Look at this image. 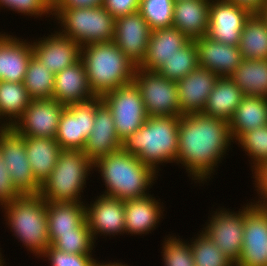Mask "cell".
I'll use <instances>...</instances> for the list:
<instances>
[{"label":"cell","mask_w":267,"mask_h":266,"mask_svg":"<svg viewBox=\"0 0 267 266\" xmlns=\"http://www.w3.org/2000/svg\"><path fill=\"white\" fill-rule=\"evenodd\" d=\"M178 135L176 163L184 166L188 176L199 184L211 179L217 164L225 158L231 142H234L229 122L203 113L181 115Z\"/></svg>","instance_id":"1"},{"label":"cell","mask_w":267,"mask_h":266,"mask_svg":"<svg viewBox=\"0 0 267 266\" xmlns=\"http://www.w3.org/2000/svg\"><path fill=\"white\" fill-rule=\"evenodd\" d=\"M95 169L105 183L106 190L103 194L121 200L148 196L149 188H152L158 175L137 156L122 148L97 159L94 162Z\"/></svg>","instance_id":"2"},{"label":"cell","mask_w":267,"mask_h":266,"mask_svg":"<svg viewBox=\"0 0 267 266\" xmlns=\"http://www.w3.org/2000/svg\"><path fill=\"white\" fill-rule=\"evenodd\" d=\"M179 118L180 116L148 117L139 130L122 141L121 148L137 156L158 174L159 165L176 164Z\"/></svg>","instance_id":"3"},{"label":"cell","mask_w":267,"mask_h":266,"mask_svg":"<svg viewBox=\"0 0 267 266\" xmlns=\"http://www.w3.org/2000/svg\"><path fill=\"white\" fill-rule=\"evenodd\" d=\"M81 60L96 97L132 83L137 68L113 41L82 46Z\"/></svg>","instance_id":"4"},{"label":"cell","mask_w":267,"mask_h":266,"mask_svg":"<svg viewBox=\"0 0 267 266\" xmlns=\"http://www.w3.org/2000/svg\"><path fill=\"white\" fill-rule=\"evenodd\" d=\"M6 225L16 239L38 258L51 245L48 235L46 201L40 194H21L1 206Z\"/></svg>","instance_id":"5"},{"label":"cell","mask_w":267,"mask_h":266,"mask_svg":"<svg viewBox=\"0 0 267 266\" xmlns=\"http://www.w3.org/2000/svg\"><path fill=\"white\" fill-rule=\"evenodd\" d=\"M93 169L94 163L83 151L62 149L39 194L46 202H83L81 193Z\"/></svg>","instance_id":"6"},{"label":"cell","mask_w":267,"mask_h":266,"mask_svg":"<svg viewBox=\"0 0 267 266\" xmlns=\"http://www.w3.org/2000/svg\"><path fill=\"white\" fill-rule=\"evenodd\" d=\"M59 32L81 46L114 39L115 18L103 7L53 8Z\"/></svg>","instance_id":"7"},{"label":"cell","mask_w":267,"mask_h":266,"mask_svg":"<svg viewBox=\"0 0 267 266\" xmlns=\"http://www.w3.org/2000/svg\"><path fill=\"white\" fill-rule=\"evenodd\" d=\"M133 82L139 88L148 117L180 116L177 82L156 71L137 67Z\"/></svg>","instance_id":"8"},{"label":"cell","mask_w":267,"mask_h":266,"mask_svg":"<svg viewBox=\"0 0 267 266\" xmlns=\"http://www.w3.org/2000/svg\"><path fill=\"white\" fill-rule=\"evenodd\" d=\"M100 98L113 115L121 142L139 130L148 118L141 92L134 82L108 91Z\"/></svg>","instance_id":"9"},{"label":"cell","mask_w":267,"mask_h":266,"mask_svg":"<svg viewBox=\"0 0 267 266\" xmlns=\"http://www.w3.org/2000/svg\"><path fill=\"white\" fill-rule=\"evenodd\" d=\"M247 203L238 212H230L229 208H218L209 218V222L205 223V227L201 230L205 236L213 241L217 247L231 261L236 263L240 258L243 247L244 234V214L245 209L251 204ZM241 210V211H240Z\"/></svg>","instance_id":"10"},{"label":"cell","mask_w":267,"mask_h":266,"mask_svg":"<svg viewBox=\"0 0 267 266\" xmlns=\"http://www.w3.org/2000/svg\"><path fill=\"white\" fill-rule=\"evenodd\" d=\"M0 156L13 185L21 194H39L41 185L36 181L29 163L24 136L12 127L0 131Z\"/></svg>","instance_id":"11"},{"label":"cell","mask_w":267,"mask_h":266,"mask_svg":"<svg viewBox=\"0 0 267 266\" xmlns=\"http://www.w3.org/2000/svg\"><path fill=\"white\" fill-rule=\"evenodd\" d=\"M97 109V97L81 103L69 104L63 110L56 133V141L63 150H83L92 132Z\"/></svg>","instance_id":"12"},{"label":"cell","mask_w":267,"mask_h":266,"mask_svg":"<svg viewBox=\"0 0 267 266\" xmlns=\"http://www.w3.org/2000/svg\"><path fill=\"white\" fill-rule=\"evenodd\" d=\"M235 266H267V209L251 203L244 214L243 247Z\"/></svg>","instance_id":"13"},{"label":"cell","mask_w":267,"mask_h":266,"mask_svg":"<svg viewBox=\"0 0 267 266\" xmlns=\"http://www.w3.org/2000/svg\"><path fill=\"white\" fill-rule=\"evenodd\" d=\"M65 105L56 99H32L12 128L21 136L55 138Z\"/></svg>","instance_id":"14"},{"label":"cell","mask_w":267,"mask_h":266,"mask_svg":"<svg viewBox=\"0 0 267 266\" xmlns=\"http://www.w3.org/2000/svg\"><path fill=\"white\" fill-rule=\"evenodd\" d=\"M251 12L228 0H211L207 37L238 46L245 22Z\"/></svg>","instance_id":"15"},{"label":"cell","mask_w":267,"mask_h":266,"mask_svg":"<svg viewBox=\"0 0 267 266\" xmlns=\"http://www.w3.org/2000/svg\"><path fill=\"white\" fill-rule=\"evenodd\" d=\"M124 215V200L112 196L101 194L93 203L86 204L85 219L94 242L100 234L101 236L125 234Z\"/></svg>","instance_id":"16"},{"label":"cell","mask_w":267,"mask_h":266,"mask_svg":"<svg viewBox=\"0 0 267 266\" xmlns=\"http://www.w3.org/2000/svg\"><path fill=\"white\" fill-rule=\"evenodd\" d=\"M81 47L59 31L32 42L33 56L54 74L78 62L81 59Z\"/></svg>","instance_id":"17"},{"label":"cell","mask_w":267,"mask_h":266,"mask_svg":"<svg viewBox=\"0 0 267 266\" xmlns=\"http://www.w3.org/2000/svg\"><path fill=\"white\" fill-rule=\"evenodd\" d=\"M151 31L139 12L124 15L115 19L113 42L138 66L146 55Z\"/></svg>","instance_id":"18"},{"label":"cell","mask_w":267,"mask_h":266,"mask_svg":"<svg viewBox=\"0 0 267 266\" xmlns=\"http://www.w3.org/2000/svg\"><path fill=\"white\" fill-rule=\"evenodd\" d=\"M121 146L113 115L101 98L97 97L94 125L82 151L94 163L97 159L121 149Z\"/></svg>","instance_id":"19"},{"label":"cell","mask_w":267,"mask_h":266,"mask_svg":"<svg viewBox=\"0 0 267 266\" xmlns=\"http://www.w3.org/2000/svg\"><path fill=\"white\" fill-rule=\"evenodd\" d=\"M218 78L217 74L198 66L184 78L178 80L180 116L201 113Z\"/></svg>","instance_id":"20"},{"label":"cell","mask_w":267,"mask_h":266,"mask_svg":"<svg viewBox=\"0 0 267 266\" xmlns=\"http://www.w3.org/2000/svg\"><path fill=\"white\" fill-rule=\"evenodd\" d=\"M195 44L199 67L219 77H229L243 60L239 46L217 42L206 35L195 39Z\"/></svg>","instance_id":"21"},{"label":"cell","mask_w":267,"mask_h":266,"mask_svg":"<svg viewBox=\"0 0 267 266\" xmlns=\"http://www.w3.org/2000/svg\"><path fill=\"white\" fill-rule=\"evenodd\" d=\"M0 32V81L22 83L33 56L32 41ZM24 40V41H23Z\"/></svg>","instance_id":"22"},{"label":"cell","mask_w":267,"mask_h":266,"mask_svg":"<svg viewBox=\"0 0 267 266\" xmlns=\"http://www.w3.org/2000/svg\"><path fill=\"white\" fill-rule=\"evenodd\" d=\"M95 97L90 89L85 66L81 59L55 74L53 99L65 106L87 102Z\"/></svg>","instance_id":"23"},{"label":"cell","mask_w":267,"mask_h":266,"mask_svg":"<svg viewBox=\"0 0 267 266\" xmlns=\"http://www.w3.org/2000/svg\"><path fill=\"white\" fill-rule=\"evenodd\" d=\"M189 41L190 39L183 32L173 26L152 30L146 55L137 67L144 70L156 71L165 63V60L171 58Z\"/></svg>","instance_id":"24"},{"label":"cell","mask_w":267,"mask_h":266,"mask_svg":"<svg viewBox=\"0 0 267 266\" xmlns=\"http://www.w3.org/2000/svg\"><path fill=\"white\" fill-rule=\"evenodd\" d=\"M153 195L124 200L125 233L146 235L159 224L163 218L164 207Z\"/></svg>","instance_id":"25"},{"label":"cell","mask_w":267,"mask_h":266,"mask_svg":"<svg viewBox=\"0 0 267 266\" xmlns=\"http://www.w3.org/2000/svg\"><path fill=\"white\" fill-rule=\"evenodd\" d=\"M211 0L175 1L173 27L178 28L190 40L207 35Z\"/></svg>","instance_id":"26"},{"label":"cell","mask_w":267,"mask_h":266,"mask_svg":"<svg viewBox=\"0 0 267 266\" xmlns=\"http://www.w3.org/2000/svg\"><path fill=\"white\" fill-rule=\"evenodd\" d=\"M24 142L32 173L41 185L56 166L62 149L56 138L24 136Z\"/></svg>","instance_id":"27"},{"label":"cell","mask_w":267,"mask_h":266,"mask_svg":"<svg viewBox=\"0 0 267 266\" xmlns=\"http://www.w3.org/2000/svg\"><path fill=\"white\" fill-rule=\"evenodd\" d=\"M244 96L230 77H219L201 113L229 122Z\"/></svg>","instance_id":"28"},{"label":"cell","mask_w":267,"mask_h":266,"mask_svg":"<svg viewBox=\"0 0 267 266\" xmlns=\"http://www.w3.org/2000/svg\"><path fill=\"white\" fill-rule=\"evenodd\" d=\"M48 235L52 244L60 234L75 233L85 220L84 202H46Z\"/></svg>","instance_id":"29"},{"label":"cell","mask_w":267,"mask_h":266,"mask_svg":"<svg viewBox=\"0 0 267 266\" xmlns=\"http://www.w3.org/2000/svg\"><path fill=\"white\" fill-rule=\"evenodd\" d=\"M267 125V98L245 95L229 121L232 140Z\"/></svg>","instance_id":"30"},{"label":"cell","mask_w":267,"mask_h":266,"mask_svg":"<svg viewBox=\"0 0 267 266\" xmlns=\"http://www.w3.org/2000/svg\"><path fill=\"white\" fill-rule=\"evenodd\" d=\"M229 77L245 95L267 98V60L243 59Z\"/></svg>","instance_id":"31"},{"label":"cell","mask_w":267,"mask_h":266,"mask_svg":"<svg viewBox=\"0 0 267 266\" xmlns=\"http://www.w3.org/2000/svg\"><path fill=\"white\" fill-rule=\"evenodd\" d=\"M238 46L243 59L267 60V26L258 13L245 22Z\"/></svg>","instance_id":"32"},{"label":"cell","mask_w":267,"mask_h":266,"mask_svg":"<svg viewBox=\"0 0 267 266\" xmlns=\"http://www.w3.org/2000/svg\"><path fill=\"white\" fill-rule=\"evenodd\" d=\"M31 100L23 82L0 81V116L10 127L23 115Z\"/></svg>","instance_id":"33"},{"label":"cell","mask_w":267,"mask_h":266,"mask_svg":"<svg viewBox=\"0 0 267 266\" xmlns=\"http://www.w3.org/2000/svg\"><path fill=\"white\" fill-rule=\"evenodd\" d=\"M198 64V51L195 40H190L168 60H165L156 72L163 77L178 81L195 70Z\"/></svg>","instance_id":"34"},{"label":"cell","mask_w":267,"mask_h":266,"mask_svg":"<svg viewBox=\"0 0 267 266\" xmlns=\"http://www.w3.org/2000/svg\"><path fill=\"white\" fill-rule=\"evenodd\" d=\"M55 74L34 56L30 59L23 84L32 99H52Z\"/></svg>","instance_id":"35"},{"label":"cell","mask_w":267,"mask_h":266,"mask_svg":"<svg viewBox=\"0 0 267 266\" xmlns=\"http://www.w3.org/2000/svg\"><path fill=\"white\" fill-rule=\"evenodd\" d=\"M190 239L195 266H235L225 254L201 231Z\"/></svg>","instance_id":"36"},{"label":"cell","mask_w":267,"mask_h":266,"mask_svg":"<svg viewBox=\"0 0 267 266\" xmlns=\"http://www.w3.org/2000/svg\"><path fill=\"white\" fill-rule=\"evenodd\" d=\"M174 0H140L139 13L151 30L173 26Z\"/></svg>","instance_id":"37"},{"label":"cell","mask_w":267,"mask_h":266,"mask_svg":"<svg viewBox=\"0 0 267 266\" xmlns=\"http://www.w3.org/2000/svg\"><path fill=\"white\" fill-rule=\"evenodd\" d=\"M95 242L86 219L75 229V233L60 234L51 244L69 254H92ZM94 246V247H93Z\"/></svg>","instance_id":"38"},{"label":"cell","mask_w":267,"mask_h":266,"mask_svg":"<svg viewBox=\"0 0 267 266\" xmlns=\"http://www.w3.org/2000/svg\"><path fill=\"white\" fill-rule=\"evenodd\" d=\"M235 142L251 157L252 170L267 160V125L243 133Z\"/></svg>","instance_id":"39"},{"label":"cell","mask_w":267,"mask_h":266,"mask_svg":"<svg viewBox=\"0 0 267 266\" xmlns=\"http://www.w3.org/2000/svg\"><path fill=\"white\" fill-rule=\"evenodd\" d=\"M168 237V238H167ZM163 241L162 260L165 266H195L190 242L176 236H167Z\"/></svg>","instance_id":"40"},{"label":"cell","mask_w":267,"mask_h":266,"mask_svg":"<svg viewBox=\"0 0 267 266\" xmlns=\"http://www.w3.org/2000/svg\"><path fill=\"white\" fill-rule=\"evenodd\" d=\"M48 258L51 266H96L97 259L92 254H69L50 245L41 256Z\"/></svg>","instance_id":"41"},{"label":"cell","mask_w":267,"mask_h":266,"mask_svg":"<svg viewBox=\"0 0 267 266\" xmlns=\"http://www.w3.org/2000/svg\"><path fill=\"white\" fill-rule=\"evenodd\" d=\"M0 7L35 18L53 14V8L46 0H0Z\"/></svg>","instance_id":"42"},{"label":"cell","mask_w":267,"mask_h":266,"mask_svg":"<svg viewBox=\"0 0 267 266\" xmlns=\"http://www.w3.org/2000/svg\"><path fill=\"white\" fill-rule=\"evenodd\" d=\"M9 171L0 156V206L16 199L21 193L13 185Z\"/></svg>","instance_id":"43"},{"label":"cell","mask_w":267,"mask_h":266,"mask_svg":"<svg viewBox=\"0 0 267 266\" xmlns=\"http://www.w3.org/2000/svg\"><path fill=\"white\" fill-rule=\"evenodd\" d=\"M254 175L252 178H255L253 184H255V188H257V194L259 195L258 201L252 202L253 204L260 206L262 208L267 209V160L263 163H260L257 167L252 170V174Z\"/></svg>","instance_id":"44"},{"label":"cell","mask_w":267,"mask_h":266,"mask_svg":"<svg viewBox=\"0 0 267 266\" xmlns=\"http://www.w3.org/2000/svg\"><path fill=\"white\" fill-rule=\"evenodd\" d=\"M140 0H104L103 7L115 18L139 12Z\"/></svg>","instance_id":"45"},{"label":"cell","mask_w":267,"mask_h":266,"mask_svg":"<svg viewBox=\"0 0 267 266\" xmlns=\"http://www.w3.org/2000/svg\"><path fill=\"white\" fill-rule=\"evenodd\" d=\"M104 0H59L53 8L101 7Z\"/></svg>","instance_id":"46"},{"label":"cell","mask_w":267,"mask_h":266,"mask_svg":"<svg viewBox=\"0 0 267 266\" xmlns=\"http://www.w3.org/2000/svg\"><path fill=\"white\" fill-rule=\"evenodd\" d=\"M228 1L249 10L252 14L258 13L261 10V8L265 4H267L266 0H228Z\"/></svg>","instance_id":"47"},{"label":"cell","mask_w":267,"mask_h":266,"mask_svg":"<svg viewBox=\"0 0 267 266\" xmlns=\"http://www.w3.org/2000/svg\"><path fill=\"white\" fill-rule=\"evenodd\" d=\"M96 266H129V265L123 264L121 262H115V261H114V263L109 261V263L107 262L106 264L103 262L100 263V261H97Z\"/></svg>","instance_id":"48"},{"label":"cell","mask_w":267,"mask_h":266,"mask_svg":"<svg viewBox=\"0 0 267 266\" xmlns=\"http://www.w3.org/2000/svg\"><path fill=\"white\" fill-rule=\"evenodd\" d=\"M258 14L261 16V18L265 21L267 26V4H265L261 10L258 12Z\"/></svg>","instance_id":"49"},{"label":"cell","mask_w":267,"mask_h":266,"mask_svg":"<svg viewBox=\"0 0 267 266\" xmlns=\"http://www.w3.org/2000/svg\"><path fill=\"white\" fill-rule=\"evenodd\" d=\"M8 128H10V126L6 123V121H2V118L0 116V131L6 130Z\"/></svg>","instance_id":"50"},{"label":"cell","mask_w":267,"mask_h":266,"mask_svg":"<svg viewBox=\"0 0 267 266\" xmlns=\"http://www.w3.org/2000/svg\"><path fill=\"white\" fill-rule=\"evenodd\" d=\"M59 0H46V2L53 8Z\"/></svg>","instance_id":"51"},{"label":"cell","mask_w":267,"mask_h":266,"mask_svg":"<svg viewBox=\"0 0 267 266\" xmlns=\"http://www.w3.org/2000/svg\"><path fill=\"white\" fill-rule=\"evenodd\" d=\"M4 264H5V261H4L3 257H2L1 251H0V266H3Z\"/></svg>","instance_id":"52"}]
</instances>
